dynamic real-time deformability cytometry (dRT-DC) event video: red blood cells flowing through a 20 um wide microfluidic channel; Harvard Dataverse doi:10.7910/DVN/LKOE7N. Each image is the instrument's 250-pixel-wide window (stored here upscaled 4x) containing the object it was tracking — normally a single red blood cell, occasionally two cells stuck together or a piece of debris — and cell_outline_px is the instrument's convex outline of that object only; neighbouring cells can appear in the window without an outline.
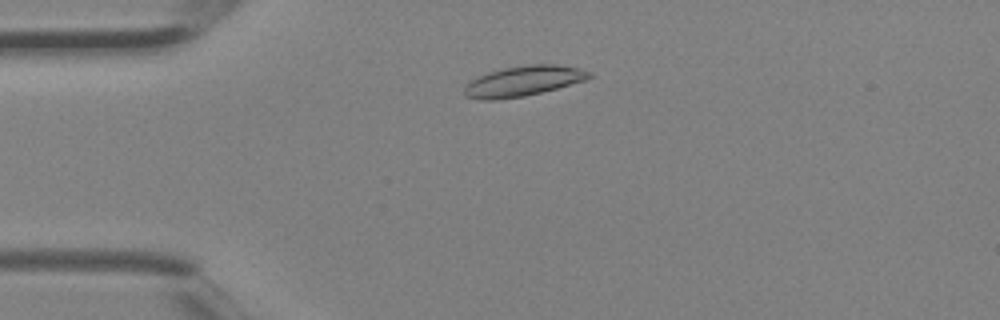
{"species": "Egyptian fruit bat (a non-hibernating species)", "species_latin": "Rousettus aegyptiacus", "temperature_condition": "room temperature", "stored_images_in_passage": 1, "camera_frame_rate_fps": 3000, "um_per_image_px": 0.085, "animal": {"sex": "female"}, "frame": {"image": 1, "passage_image": 1, "time_ms": 0.0, "image_size_px": [1000, 320], "cell_outline_px": [[592, 76], [588, 80], [524, 96], [496, 100], [480, 100], [464, 96], [464, 88], [472, 80], [488, 72], [504, 68], [528, 64], [556, 64], [576, 68], [592, 72]], "centroid_in_image_um": [44.49, 6.89], "position_along_channel_um": 40.5, "area_um2": 21.91}}